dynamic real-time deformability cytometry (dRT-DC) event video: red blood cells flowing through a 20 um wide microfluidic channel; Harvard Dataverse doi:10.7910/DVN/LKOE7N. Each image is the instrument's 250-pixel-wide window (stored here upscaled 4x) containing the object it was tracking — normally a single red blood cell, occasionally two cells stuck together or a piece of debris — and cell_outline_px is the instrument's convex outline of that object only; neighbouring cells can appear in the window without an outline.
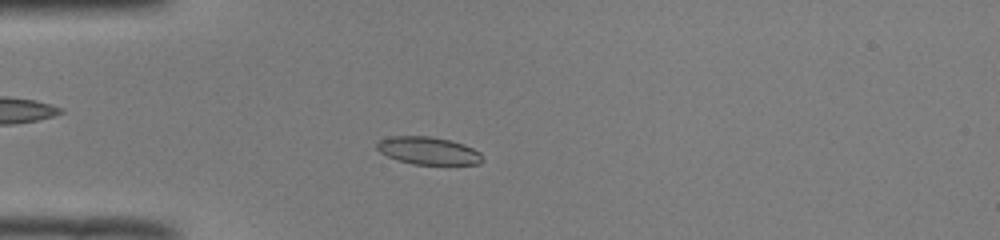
{"species": "common noctule bat (a hibernating species)", "species_latin": "Nyctalus noctula", "temperature_condition": "room temperature", "stored_images_in_passage": 48, "camera_frame_rate_fps": 3000, "um_per_image_px": 0.085, "animal": {"sex": "male", "body_mass_g": 19.0, "forearm_length_mm": 50.8}, "frame": {"image": 1, "passage_image": 11, "time_ms": 3.333, "image_size_px": [1000, 240], "cell_outline_px": [[484, 160], [480, 164], [412, 164], [388, 156], [380, 152], [376, 148], [376, 144], [380, 140], [388, 136], [432, 136], [464, 144], [480, 152]], "centroid_in_image_um": [36.41, 12.8], "position_along_channel_um": 48.6, "area_um2": 16.94}}
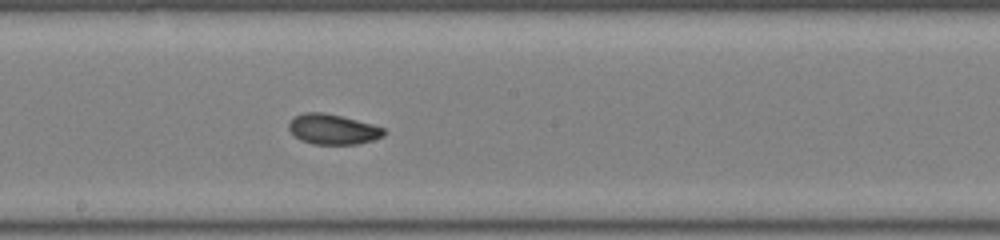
{"frame": {"image": 2, "passage_image": 25, "time_ms": 8.0, "image_size_px": [1000, 240], "cell_outline_px": [[388, 132], [384, 136], [372, 140], [356, 144], [312, 144], [300, 140], [288, 128], [288, 124], [296, 116], [304, 112], [324, 112], [372, 124], [384, 128]], "centroid_in_image_um": [28.31, 10.99], "position_along_channel_um": 219.9, "area_um2": 16.65}}
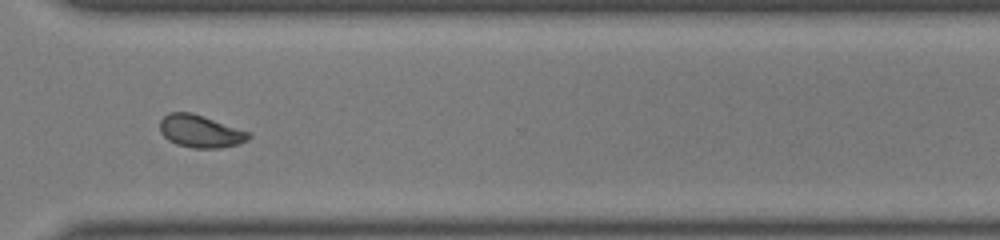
{"frame": {"image": 3, "passage_image": 35, "time_ms": 11.333, "image_size_px": [1000, 240], "cell_outline_px": [[252, 136], [248, 140], [240, 144], [220, 148], [192, 148], [176, 144], [168, 140], [160, 132], [160, 120], [168, 112], [192, 112], [252, 132]], "centroid_in_image_um": [17.07, 11.16], "position_along_channel_um": 353.5, "area_um2": 17.17}, "authors_computed_cell_mechanics": {"area_um2": 16.9354, "velocity_mm_per_s": 3.9871, "shape_relaxation_time_tau1_ms": 8.8381, "shape_relaxation_time_tau2_ms": 2.6314, "deformation_change_tau1": 0.1915, "deformation_change_tau2": 0.0729}}